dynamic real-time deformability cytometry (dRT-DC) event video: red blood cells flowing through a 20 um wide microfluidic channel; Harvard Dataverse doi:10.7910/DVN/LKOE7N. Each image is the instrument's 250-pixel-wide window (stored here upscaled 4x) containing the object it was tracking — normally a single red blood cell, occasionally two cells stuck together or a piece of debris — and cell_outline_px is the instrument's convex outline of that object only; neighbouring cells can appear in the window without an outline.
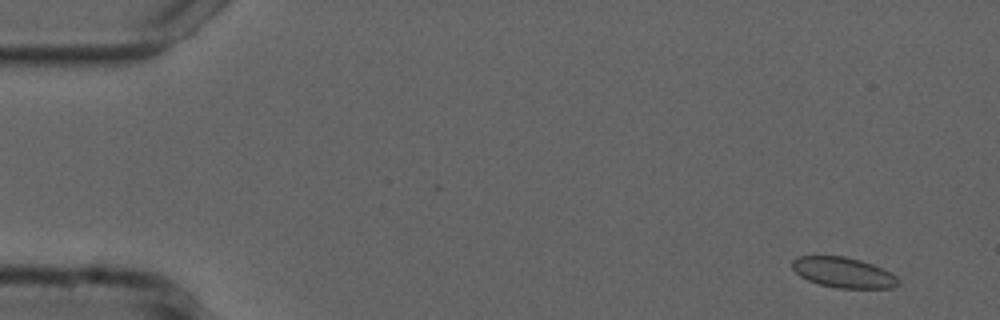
{"species": "common noctule bat (a hibernating species)", "species_latin": "Nyctalus noctula", "temperature_condition": "cold", "stored_images_in_passage": 52, "camera_frame_rate_fps": 3000, "um_per_image_px": 0.085, "animal": {"sex": "male", "forearm_length_mm": 52.5}, "frame": {"image": 1, "passage_image": 1, "time_ms": 0.0, "image_size_px": [1000, 320], "cell_outline_px": [[900, 284], [892, 288], [836, 288], [820, 284], [808, 280], [800, 276], [792, 268], [792, 260], [800, 256], [844, 256], [860, 260], [872, 264], [896, 276], [900, 280]], "centroid_in_image_um": [71.68, 23.17], "position_along_channel_um": 13.3, "area_um2": 18.67}}
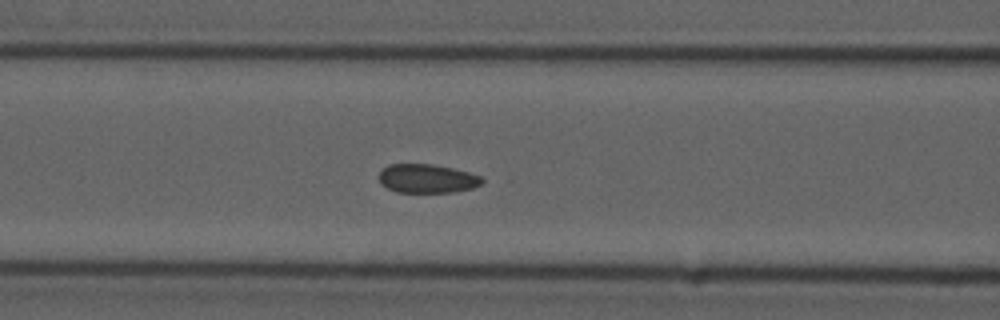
{"frame": {"image": 2, "passage_image": 20, "time_ms": 6.333, "image_size_px": [1000, 320], "cell_outline_px": [[484, 184], [472, 188], [456, 192], [396, 192], [380, 184], [380, 172], [388, 164], [432, 164], [452, 168], [468, 172], [480, 176], [484, 180]], "centroid_in_image_um": [36.33, 15.18], "position_along_channel_um": 130.3, "area_um2": 17.34}}
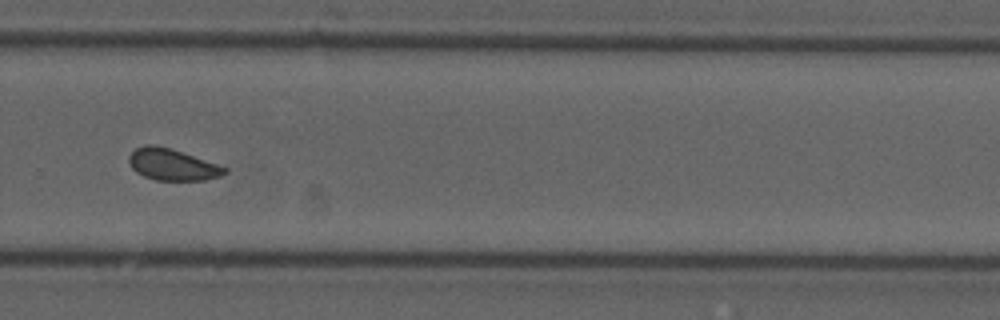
{"frame": {"image": 3, "passage_image": 35, "time_ms": 11.333, "image_size_px": [1000, 320], "cell_outline_px": [[228, 172], [220, 176], [204, 180], [156, 180], [144, 176], [136, 172], [132, 168], [128, 160], [128, 156], [136, 148], [144, 144], [156, 144], [228, 168]], "centroid_in_image_um": [14.6, 13.99], "position_along_channel_um": 315.2, "area_um2": 17.34}, "authors_computed_cell_mechanics": {"area_um2": 18.1492, "velocity_mm_per_s": 3.7101, "shape_relaxation_time_tau1_ms": null, "shape_relaxation_time_tau2_ms": 1.3014, "deformation_change_tau1": null, "deformation_change_tau2": 0.0435}}